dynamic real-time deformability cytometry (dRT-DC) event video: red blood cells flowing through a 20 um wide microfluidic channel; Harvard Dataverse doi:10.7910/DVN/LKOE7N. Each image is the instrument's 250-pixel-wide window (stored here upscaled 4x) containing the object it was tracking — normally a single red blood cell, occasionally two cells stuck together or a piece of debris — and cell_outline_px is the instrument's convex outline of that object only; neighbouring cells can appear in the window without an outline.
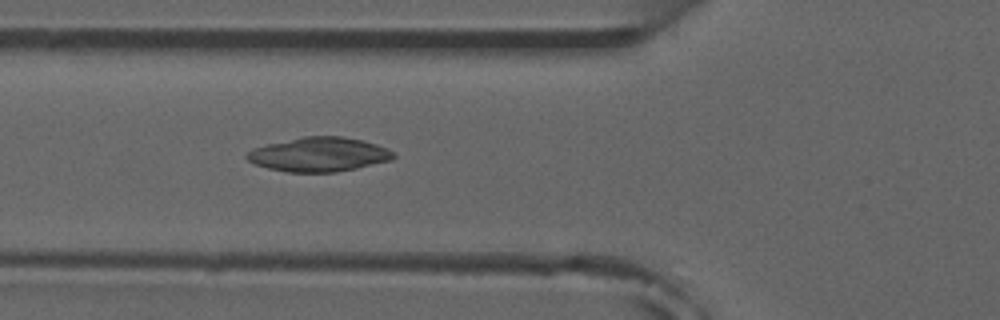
{"species": "common noctule bat (a hibernating species)", "species_latin": "Nyctalus noctula", "temperature_condition": "room temperature", "stored_images_in_passage": 6, "camera_frame_rate_fps": 3000, "um_per_image_px": 0.085, "animal": {"sex": "male", "forearm_length_mm": 52.5}, "frame": {"image": 1, "passage_image": 6, "time_ms": 5.667, "image_size_px": [1000, 320], "cell_outline_px": [[396, 156], [392, 160], [356, 168], [336, 172], [288, 172], [268, 168], [256, 164], [248, 160], [244, 156], [252, 148], [268, 144], [304, 136], [340, 136], [360, 140], [376, 144], [388, 148]], "centroid_in_image_um": [27.11, 13.13], "position_along_channel_um": 98.7, "area_um2": 29.07}}